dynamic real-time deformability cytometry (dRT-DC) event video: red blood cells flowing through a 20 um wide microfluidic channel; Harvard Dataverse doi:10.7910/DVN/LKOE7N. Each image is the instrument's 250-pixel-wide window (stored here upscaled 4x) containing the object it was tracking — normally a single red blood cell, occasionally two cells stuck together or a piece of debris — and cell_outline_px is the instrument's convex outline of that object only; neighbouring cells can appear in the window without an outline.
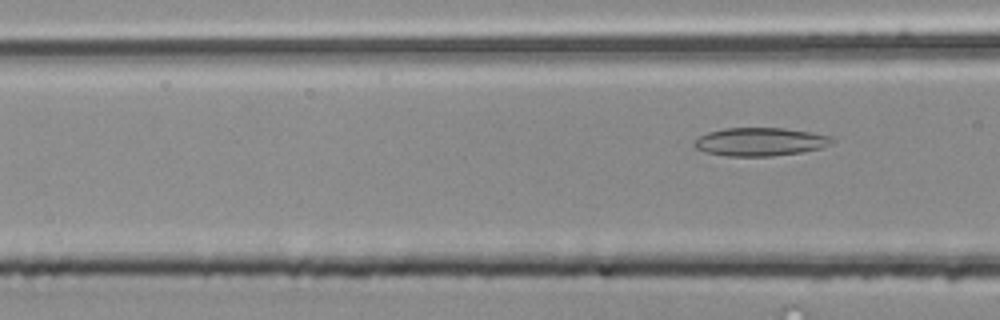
{"species": "common noctule bat (a hibernating species)", "species_latin": "Nyctalus noctula", "temperature_condition": "room temperature", "stored_images_in_passage": 7, "segment_of_instrument_passage": [3, 3], "camera_frame_rate_fps": 3000, "um_per_image_px": 0.085, "animal": {"sex": "male", "body_mass_g": 20.4}, "frame": {"image": 1, "passage_image": 7, "time_ms": 2.0, "image_size_px": [1000, 320], "cell_outline_px": [[836, 140], [832, 144], [820, 148], [800, 152], [772, 156], [728, 156], [704, 152], [696, 148], [692, 144], [700, 136], [708, 132], [724, 128], [784, 128], [812, 132], [828, 136]], "centroid_in_image_um": [64.61, 12.05], "position_along_channel_um": 102.0, "area_um2": 22.66}}